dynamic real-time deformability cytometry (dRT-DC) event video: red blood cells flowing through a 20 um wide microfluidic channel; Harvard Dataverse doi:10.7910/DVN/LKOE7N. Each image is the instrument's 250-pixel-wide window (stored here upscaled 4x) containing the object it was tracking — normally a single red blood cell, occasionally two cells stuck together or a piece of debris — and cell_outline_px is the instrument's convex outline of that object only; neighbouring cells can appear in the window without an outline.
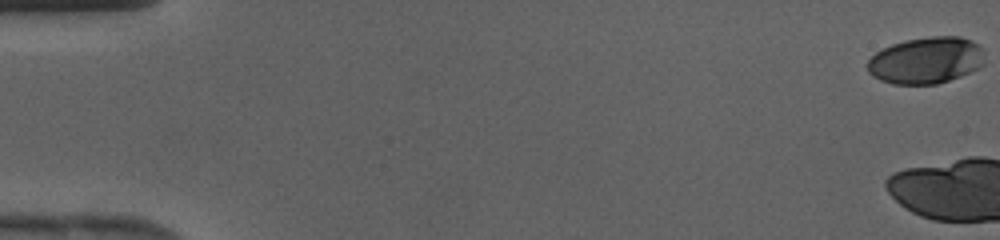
{"species": "human", "species_latin": "Homo sapiens", "temperature_condition": "cold", "stored_images_in_passage": 5, "camera_frame_rate_fps": 3000, "um_per_image_px": 0.085, "donor": {"sex": "female"}, "frame": {"image": 1, "passage_image": 1, "time_ms": 0.0, "image_size_px": [1000, 240], "cell_outline_px": [[984, 64], [960, 76], [936, 84], [892, 84], [880, 80], [872, 76], [868, 72], [868, 60], [876, 52], [892, 44], [904, 40], [932, 36], [960, 36], [972, 40], [980, 48]], "centroid_in_image_um": [78.67, 5.13], "position_along_channel_um": 6.3, "area_um2": 31.62}}